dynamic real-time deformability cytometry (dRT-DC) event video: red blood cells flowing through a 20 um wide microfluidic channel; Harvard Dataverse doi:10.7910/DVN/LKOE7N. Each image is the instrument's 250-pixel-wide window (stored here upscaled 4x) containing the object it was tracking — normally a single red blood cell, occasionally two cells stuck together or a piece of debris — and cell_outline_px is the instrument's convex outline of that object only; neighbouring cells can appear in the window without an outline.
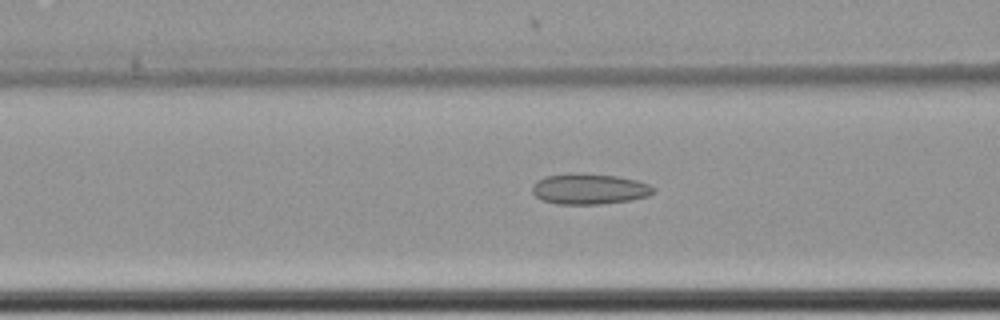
{"species": "common noctule bat (a hibernating species)", "species_latin": "Nyctalus noctula", "temperature_condition": "cold", "stored_images_in_passage": 22, "camera_frame_rate_fps": 3000, "um_per_image_px": 0.085, "animal": {"sex": "female", "body_mass_g": 22.7, "forearm_length_mm": 54.2}, "frame": {"image": 1, "passage_image": 12, "time_ms": 3.667, "image_size_px": [1000, 320], "cell_outline_px": [[656, 188], [648, 196], [632, 200], [600, 204], [556, 204], [544, 200], [536, 196], [532, 192], [532, 184], [536, 180], [544, 176], [568, 172], [580, 172], [616, 176], [636, 180], [648, 184]], "centroid_in_image_um": [50.05, 16.04], "position_along_channel_um": 116.5, "area_um2": 21.96}}
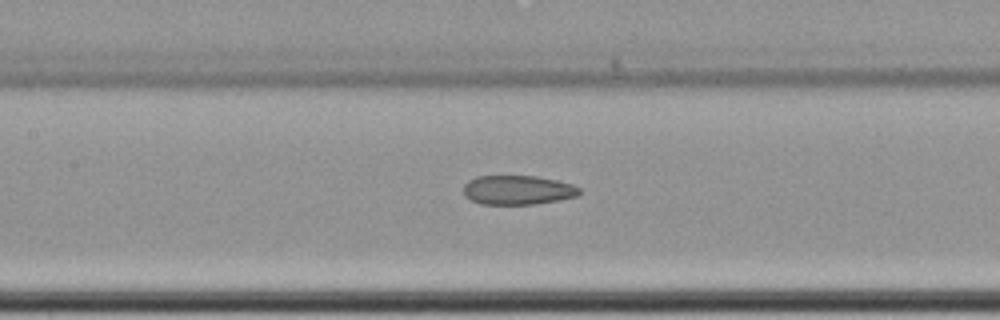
{"frame": {"image": 2, "passage_image": 16, "time_ms": 5.0, "image_size_px": [1000, 320], "cell_outline_px": [[580, 192], [576, 196], [560, 200], [532, 204], [480, 204], [464, 196], [464, 184], [468, 180], [476, 176], [536, 176], [556, 180], [572, 184], [580, 188]], "centroid_in_image_um": [43.99, 16.15], "position_along_channel_um": 163.4, "area_um2": 19.77}}
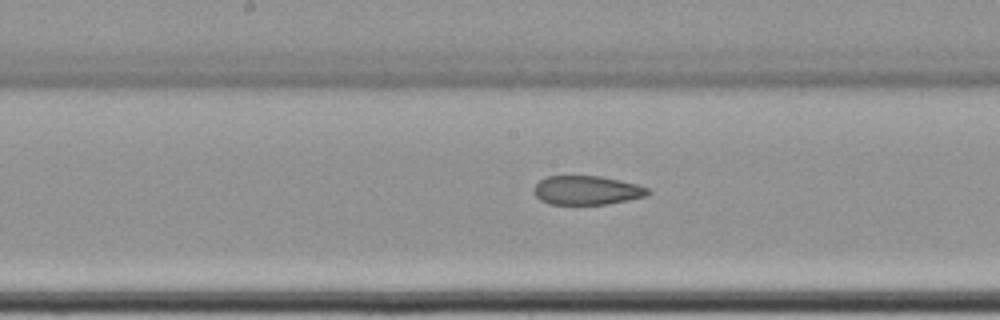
{"frame": {"image": 3, "passage_image": 19, "time_ms": 6.0, "image_size_px": [1000, 320], "cell_outline_px": [[652, 192], [648, 196], [628, 200], [604, 204], [548, 204], [540, 200], [536, 196], [532, 188], [540, 180], [548, 176], [600, 176], [640, 184], [648, 188]], "centroid_in_image_um": [49.91, 16.17], "position_along_channel_um": 198.3, "area_um2": 19.42}}